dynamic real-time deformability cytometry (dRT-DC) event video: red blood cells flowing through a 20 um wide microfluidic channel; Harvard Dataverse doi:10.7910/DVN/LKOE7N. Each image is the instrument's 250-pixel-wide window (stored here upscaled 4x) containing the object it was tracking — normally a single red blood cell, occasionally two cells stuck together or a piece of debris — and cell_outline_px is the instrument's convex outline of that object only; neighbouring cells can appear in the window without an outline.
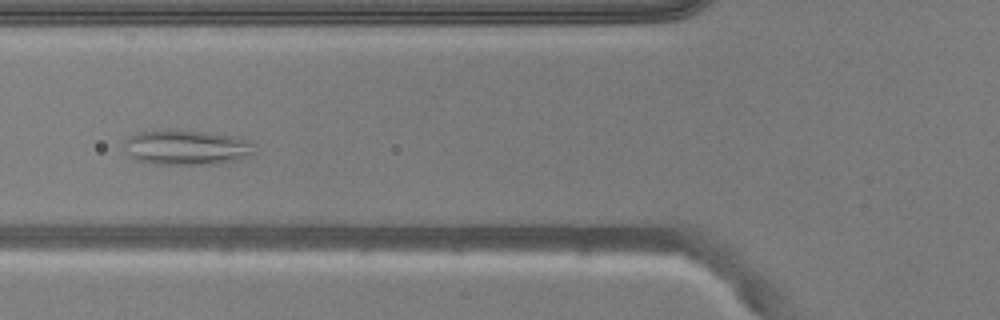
{"species": "common noctule bat (a hibernating species)", "species_latin": "Nyctalus noctula", "temperature_condition": "warm", "stored_images_in_passage": 48, "camera_frame_rate_fps": 3000, "um_per_image_px": 0.085, "animal": {"sex": "male", "body_mass_g": 20.5, "forearm_length_mm": 52.5}, "frame": {"image": 1, "passage_image": 16, "time_ms": 5.0, "image_size_px": [1000, 320], "cell_outline_px": [[256, 152], [252, 156], [240, 160], [216, 164], [156, 164], [136, 160], [128, 152], [124, 144], [124, 140], [128, 136], [136, 132], [204, 132], [240, 136], [252, 140]], "centroid_in_image_um": [15.99, 12.56], "position_along_channel_um": 109.8, "area_um2": 26.41}}
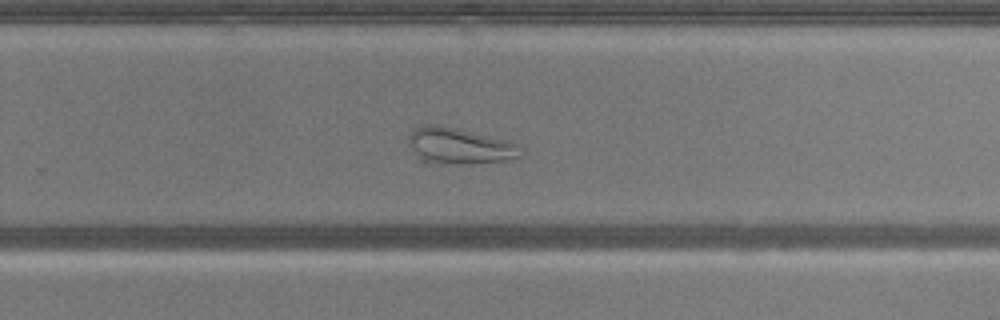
{"frame": {"image": 2, "passage_image": 30, "time_ms": 9.667, "image_size_px": [1000, 320], "cell_outline_px": [[520, 156], [508, 160], [468, 164], [420, 164], [408, 140], [408, 136], [416, 128], [428, 124], [432, 124], [512, 140], [520, 144]], "centroid_in_image_um": [39.05, 12.44], "position_along_channel_um": 290.8, "area_um2": 23.93}}
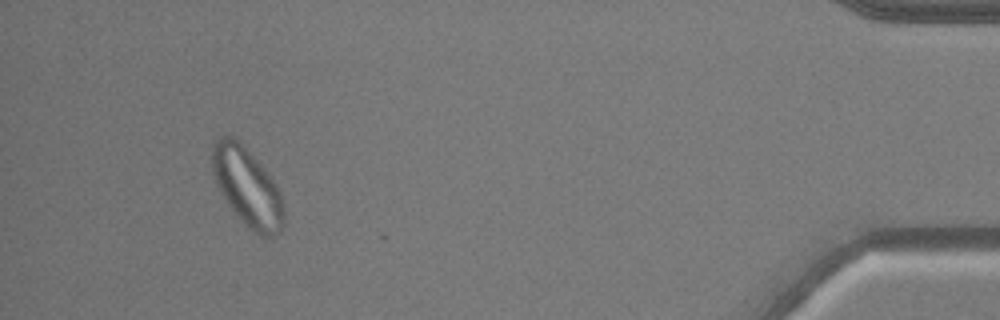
{"frame": {"image": 3, "passage_image": 45, "time_ms": 14.667, "image_size_px": [1000, 320], "cell_outline_px": [[284, 224], [272, 236], [260, 236], [252, 232], [244, 224], [228, 204], [220, 192], [212, 168], [212, 144], [220, 136], [236, 136], [240, 140], [268, 172], [276, 184], [280, 192], [284, 204]], "centroid_in_image_um": [21.02, 15.87], "position_along_channel_um": 414.2, "area_um2": 32.89}}